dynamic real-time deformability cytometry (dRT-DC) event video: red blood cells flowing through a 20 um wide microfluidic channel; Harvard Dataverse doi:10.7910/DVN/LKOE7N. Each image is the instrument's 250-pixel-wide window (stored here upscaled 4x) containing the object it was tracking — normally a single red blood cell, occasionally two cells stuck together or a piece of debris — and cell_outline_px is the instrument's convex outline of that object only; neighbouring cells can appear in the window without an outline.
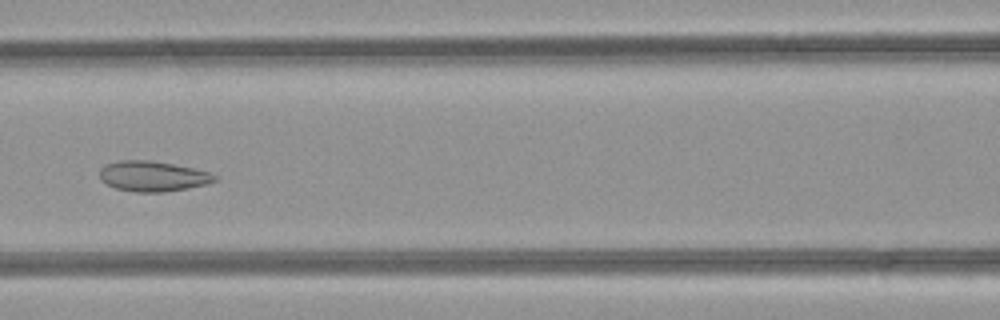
{"species": "common noctule bat (a hibernating species)", "species_latin": "Nyctalus noctula", "temperature_condition": "room temperature", "stored_images_in_passage": 50, "segment_of_instrument_passage": [1, 2], "camera_frame_rate_fps": 3000, "um_per_image_px": 0.085, "animal": {"sex": "female", "body_mass_g": 21.9}, "frame": {"image": 1, "passage_image": 22, "time_ms": 7.0, "image_size_px": [1000, 320], "cell_outline_px": [[220, 176], [216, 180], [208, 184], [188, 188], [164, 192], [136, 192], [116, 188], [100, 180], [100, 168], [108, 164], [120, 160], [148, 160], [172, 164], [192, 168], [208, 172]], "centroid_in_image_um": [13.01, 14.98], "position_along_channel_um": 153.6, "area_um2": 20.23}}
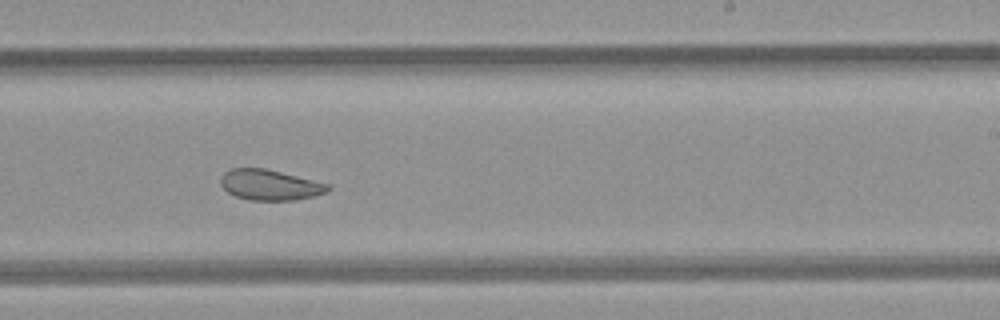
{"frame": {"image": 2, "passage_image": 30, "time_ms": 9.667, "image_size_px": [1000, 320], "cell_outline_px": [[332, 188], [328, 192], [312, 196], [292, 200], [248, 200], [236, 196], [228, 192], [220, 184], [220, 176], [228, 168], [264, 168], [332, 184]], "centroid_in_image_um": [22.95, 15.71], "position_along_channel_um": 266.1, "area_um2": 19.25}}
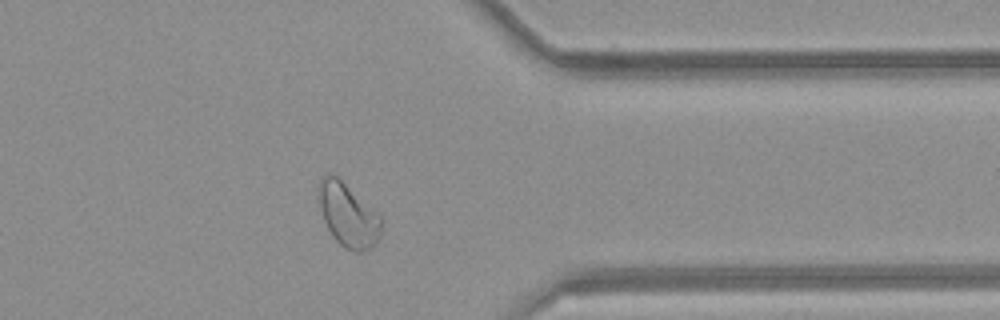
{"frame": {"image": 3, "passage_image": 39, "time_ms": 12.667, "image_size_px": [1000, 320], "cell_outline_px": [[384, 220], [380, 236], [376, 244], [372, 248], [364, 252], [352, 252], [344, 248], [332, 236], [324, 220], [316, 188], [316, 184], [328, 172], [332, 172], [380, 216]], "centroid_in_image_um": [29.59, 18.31], "position_along_channel_um": 381.8, "area_um2": 23.35}}